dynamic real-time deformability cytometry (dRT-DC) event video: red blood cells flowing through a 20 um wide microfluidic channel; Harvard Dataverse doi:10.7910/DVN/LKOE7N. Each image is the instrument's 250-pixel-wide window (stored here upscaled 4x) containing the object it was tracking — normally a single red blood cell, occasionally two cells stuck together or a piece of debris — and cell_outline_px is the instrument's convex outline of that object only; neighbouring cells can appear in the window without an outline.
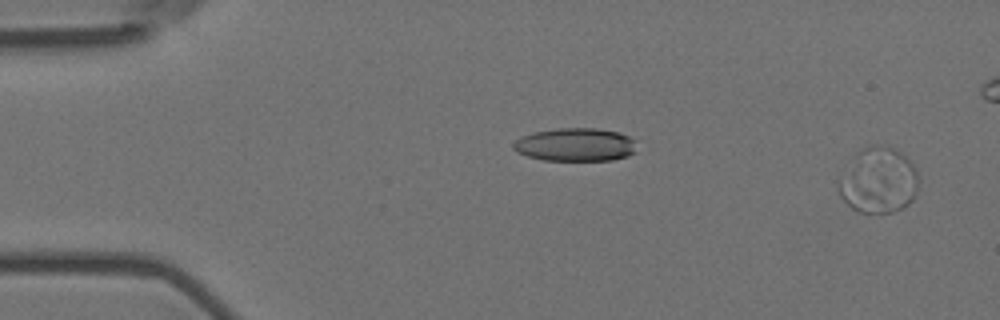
{"species": "Egyptian fruit bat (a non-hibernating species)", "species_latin": "Rousettus aegyptiacus", "temperature_condition": "room temperature", "stored_images_in_passage": 4, "camera_frame_rate_fps": 3000, "um_per_image_px": 0.085, "animal": {"sex": "female"}, "frame": {"image": 1, "passage_image": 4, "time_ms": 1.0, "image_size_px": [1000, 320], "cell_outline_px": [[920, 180], [916, 192], [912, 200], [904, 208], [892, 212], [856, 212], [840, 196], [840, 184], [856, 156], [864, 148], [876, 144], [892, 148], [900, 152], [912, 164]], "centroid_in_image_um": [74.75, 15.38], "position_along_channel_um": 10.2, "area_um2": 29.48}}